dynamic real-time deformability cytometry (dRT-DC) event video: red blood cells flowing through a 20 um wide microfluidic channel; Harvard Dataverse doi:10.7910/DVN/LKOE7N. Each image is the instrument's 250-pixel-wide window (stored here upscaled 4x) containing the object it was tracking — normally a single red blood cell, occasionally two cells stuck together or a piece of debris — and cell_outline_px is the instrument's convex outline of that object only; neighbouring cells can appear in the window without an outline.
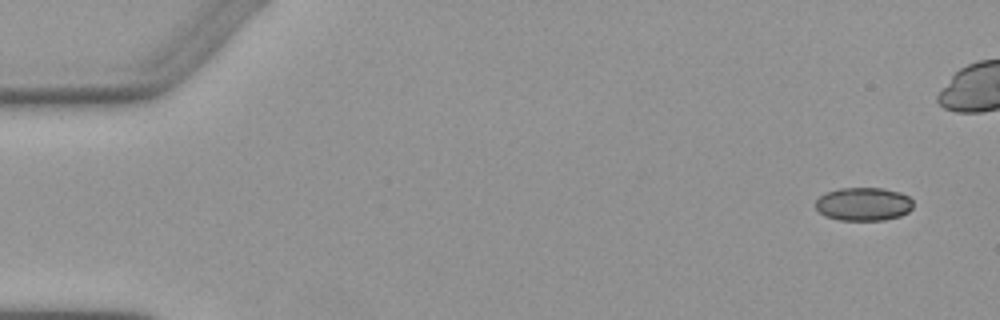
{"species": "Egyptian fruit bat (a non-hibernating species)", "species_latin": "Rousettus aegyptiacus", "temperature_condition": "warm", "stored_images_in_passage": 6, "camera_frame_rate_fps": 3000, "um_per_image_px": 0.085, "animal": {"sex": "female"}, "frame": {"image": 1, "passage_image": 1, "time_ms": 0.0, "image_size_px": [1000, 320], "cell_outline_px": [[912, 208], [908, 212], [900, 216], [884, 220], [840, 220], [824, 216], [816, 208], [816, 200], [824, 192], [840, 188], [884, 188], [900, 192], [908, 196], [912, 200]], "centroid_in_image_um": [73.39, 17.34], "position_along_channel_um": 11.6, "area_um2": 19.07}}